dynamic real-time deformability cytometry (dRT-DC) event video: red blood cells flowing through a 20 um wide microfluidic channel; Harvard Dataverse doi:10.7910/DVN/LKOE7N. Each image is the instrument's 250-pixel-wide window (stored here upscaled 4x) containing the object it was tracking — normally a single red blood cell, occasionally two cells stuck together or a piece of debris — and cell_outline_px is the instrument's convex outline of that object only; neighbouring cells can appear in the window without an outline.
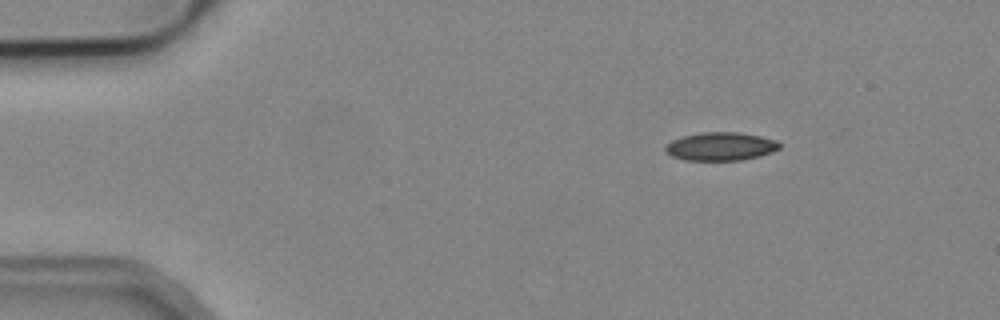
{"species": "common noctule bat (a hibernating species)", "species_latin": "Nyctalus noctula", "temperature_condition": "cold", "stored_images_in_passage": 4, "camera_frame_rate_fps": 3000, "um_per_image_px": 0.085, "animal": {"sex": "male", "body_mass_g": 19.2, "forearm_length_mm": 51.8}, "frame": {"image": 1, "passage_image": 1, "time_ms": 0.0, "image_size_px": [1000, 320], "cell_outline_px": [[780, 148], [772, 152], [760, 156], [740, 160], [684, 160], [672, 156], [664, 152], [664, 148], [672, 140], [680, 136], [700, 132], [736, 132], [760, 136], [776, 140], [780, 144]], "centroid_in_image_um": [61.23, 12.44], "position_along_channel_um": 23.8, "area_um2": 18.9}}
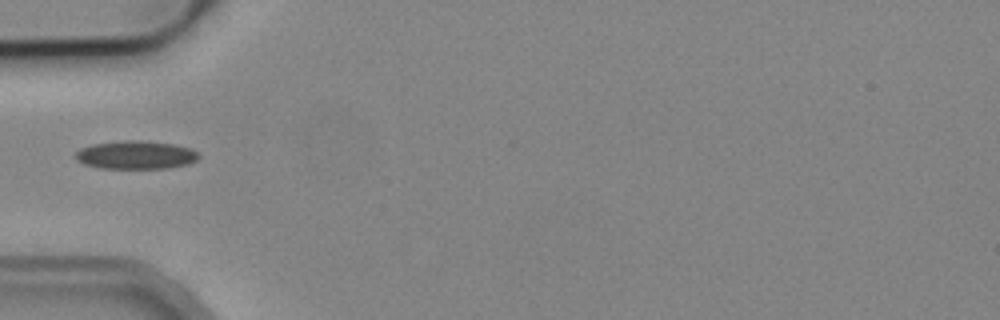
{"frame": {"image": 2, "passage_image": 4, "time_ms": 3.333, "image_size_px": [1000, 320], "cell_outline_px": [[200, 156], [196, 160], [188, 164], [168, 168], [100, 168], [84, 164], [76, 160], [76, 152], [80, 148], [92, 144], [124, 140], [140, 140], [172, 144], [188, 148], [196, 152]], "centroid_in_image_um": [11.51, 13.17], "position_along_channel_um": 73.5, "area_um2": 20.17}}